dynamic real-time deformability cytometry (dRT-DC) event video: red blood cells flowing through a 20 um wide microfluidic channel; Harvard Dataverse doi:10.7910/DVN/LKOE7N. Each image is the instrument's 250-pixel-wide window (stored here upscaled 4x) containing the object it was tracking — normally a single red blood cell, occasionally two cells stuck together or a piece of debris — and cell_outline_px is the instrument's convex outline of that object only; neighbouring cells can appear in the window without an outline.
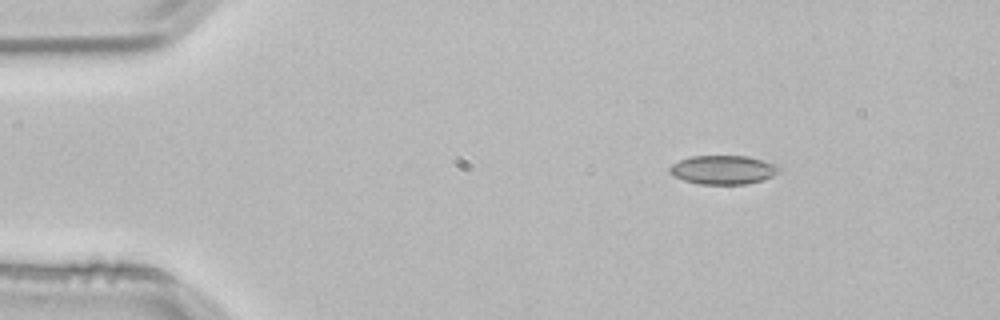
{"species": "common noctule bat (a hibernating species)", "species_latin": "Nyctalus noctula", "temperature_condition": "room temperature", "stored_images_in_passage": 2, "camera_frame_rate_fps": 3000, "um_per_image_px": 0.085, "animal": {"sex": "male", "body_mass_g": 21.5, "forearm_length_mm": 52.0}, "frame": {"image": 1, "passage_image": 1, "time_ms": 0.0, "image_size_px": [1000, 320], "cell_outline_px": [[780, 172], [764, 180], [744, 184], [700, 184], [684, 180], [672, 176], [668, 172], [668, 168], [672, 164], [680, 160], [692, 156], [748, 156], [780, 164]], "centroid_in_image_um": [61.5, 14.43], "position_along_channel_um": 23.5, "area_um2": 18.67}}